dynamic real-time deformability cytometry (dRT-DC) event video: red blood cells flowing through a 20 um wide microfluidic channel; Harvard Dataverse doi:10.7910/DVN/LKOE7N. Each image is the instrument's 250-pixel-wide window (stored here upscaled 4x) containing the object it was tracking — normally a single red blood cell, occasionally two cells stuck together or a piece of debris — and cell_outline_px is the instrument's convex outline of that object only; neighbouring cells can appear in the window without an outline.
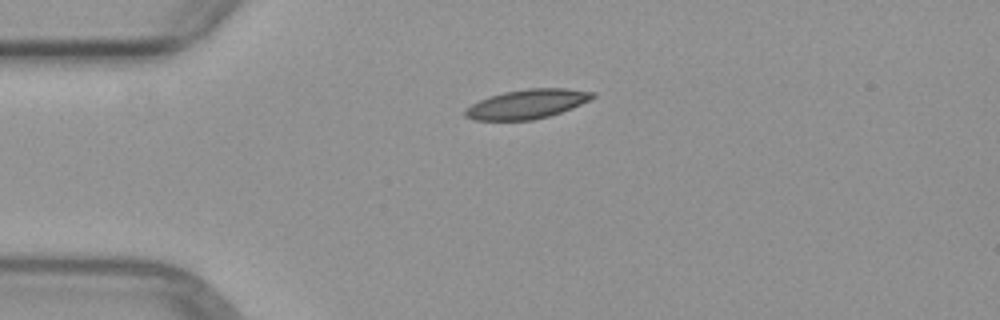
{"species": "common noctule bat (a hibernating species)", "species_latin": "Nyctalus noctula", "temperature_condition": "warm", "stored_images_in_passage": 2, "camera_frame_rate_fps": 3000, "um_per_image_px": 0.085, "animal": {"sex": "female", "body_mass_g": 29.2, "forearm_length_mm": 56.3}, "frame": {"image": 1, "passage_image": 1, "time_ms": 0.0, "image_size_px": [1000, 320], "cell_outline_px": [[596, 96], [572, 108], [548, 116], [532, 120], [476, 120], [464, 116], [464, 108], [488, 96], [504, 92], [528, 88], [568, 88], [596, 92]], "centroid_in_image_um": [44.79, 8.83], "position_along_channel_um": 40.2, "area_um2": 21.73}}